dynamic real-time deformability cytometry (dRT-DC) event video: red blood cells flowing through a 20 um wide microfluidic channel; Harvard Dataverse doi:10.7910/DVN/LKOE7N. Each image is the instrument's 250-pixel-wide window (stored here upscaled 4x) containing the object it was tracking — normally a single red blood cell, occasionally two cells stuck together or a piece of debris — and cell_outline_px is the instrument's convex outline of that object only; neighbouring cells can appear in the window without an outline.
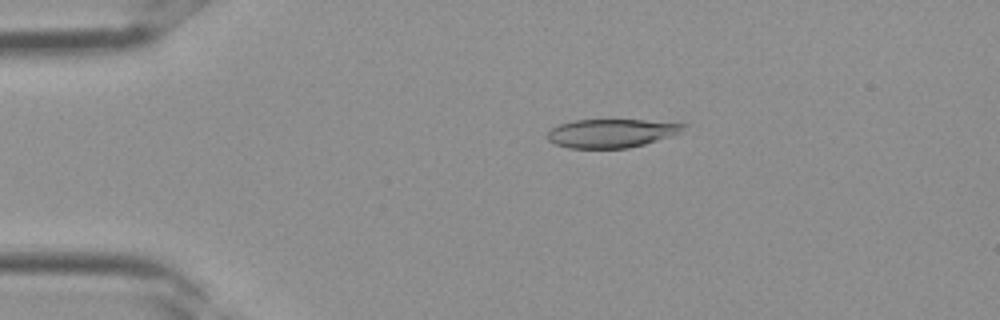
{"species": "Egyptian fruit bat (a non-hibernating species)", "species_latin": "Rousettus aegyptiacus", "temperature_condition": "room temperature", "stored_images_in_passage": 2, "camera_frame_rate_fps": 3000, "um_per_image_px": 0.085, "frame": {"image": 1, "passage_image": 1, "time_ms": 0.0, "image_size_px": [1000, 320], "cell_outline_px": [[688, 124], [672, 136], [644, 144], [628, 148], [568, 148], [556, 144], [548, 140], [548, 132], [552, 128], [560, 124], [576, 120], [644, 120]], "centroid_in_image_um": [51.95, 11.33], "position_along_channel_um": 33.1, "area_um2": 22.37}}